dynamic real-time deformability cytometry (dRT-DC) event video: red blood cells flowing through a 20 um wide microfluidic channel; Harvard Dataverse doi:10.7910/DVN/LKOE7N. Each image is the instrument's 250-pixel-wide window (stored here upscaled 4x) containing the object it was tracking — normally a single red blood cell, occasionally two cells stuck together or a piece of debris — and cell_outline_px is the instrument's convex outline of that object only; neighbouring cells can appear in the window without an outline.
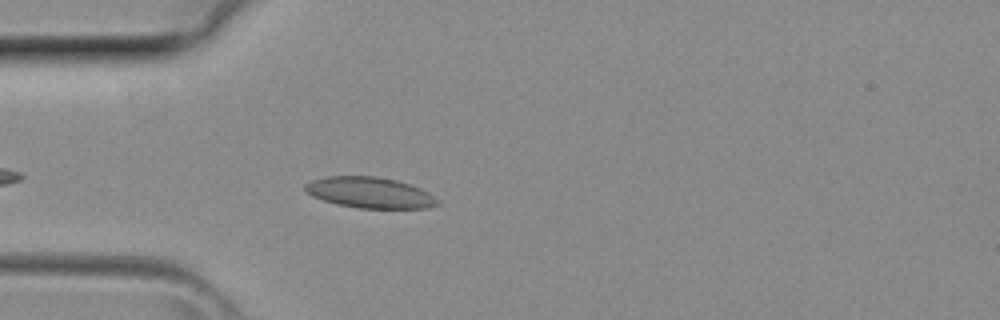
{"species": "common noctule bat (a hibernating species)", "species_latin": "Nyctalus noctula", "temperature_condition": "room temperature", "stored_images_in_passage": 4, "camera_frame_rate_fps": 3000, "um_per_image_px": 0.085, "animal": {"sex": "female", "body_mass_g": 29.2, "forearm_length_mm": 56.3}, "frame": {"image": 1, "passage_image": 4, "time_ms": 1.0, "image_size_px": [1000, 320], "cell_outline_px": [[440, 204], [428, 208], [360, 208], [336, 204], [312, 196], [304, 192], [304, 184], [312, 180], [324, 176], [376, 176], [396, 180], [420, 188], [428, 192], [440, 200]], "centroid_in_image_um": [31.42, 16.37], "position_along_channel_um": 53.6, "area_um2": 23.99}}